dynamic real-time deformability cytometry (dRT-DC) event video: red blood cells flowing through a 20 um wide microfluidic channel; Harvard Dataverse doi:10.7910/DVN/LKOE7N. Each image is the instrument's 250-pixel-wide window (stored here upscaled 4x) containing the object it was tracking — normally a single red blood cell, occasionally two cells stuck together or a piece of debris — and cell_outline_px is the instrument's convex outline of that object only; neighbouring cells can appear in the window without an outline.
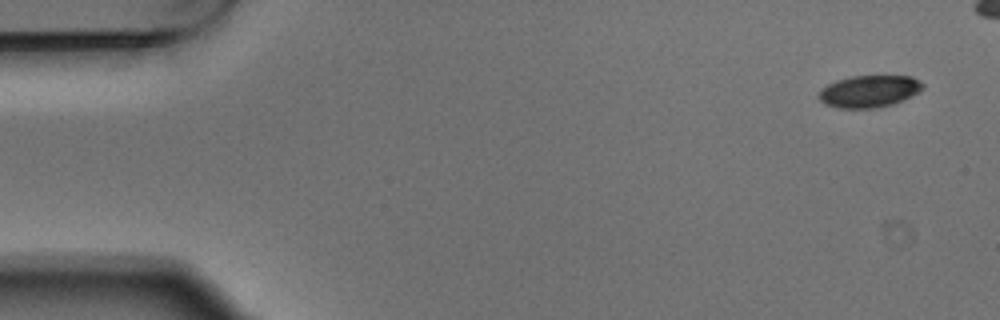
{"species": "Egyptian fruit bat (a non-hibernating species)", "species_latin": "Rousettus aegyptiacus", "temperature_condition": "warm", "stored_images_in_passage": 9, "camera_frame_rate_fps": 3000, "um_per_image_px": 0.085, "animal": {"sex": "male"}, "frame": {"image": 1, "passage_image": 1, "time_ms": 0.0, "image_size_px": [1000, 320], "cell_outline_px": [[924, 88], [892, 104], [880, 108], [836, 108], [824, 104], [820, 100], [820, 88], [836, 80], [852, 76], [912, 76], [920, 80], [924, 84]], "centroid_in_image_um": [73.85, 7.76], "position_along_channel_um": 11.1, "area_um2": 19.31}}
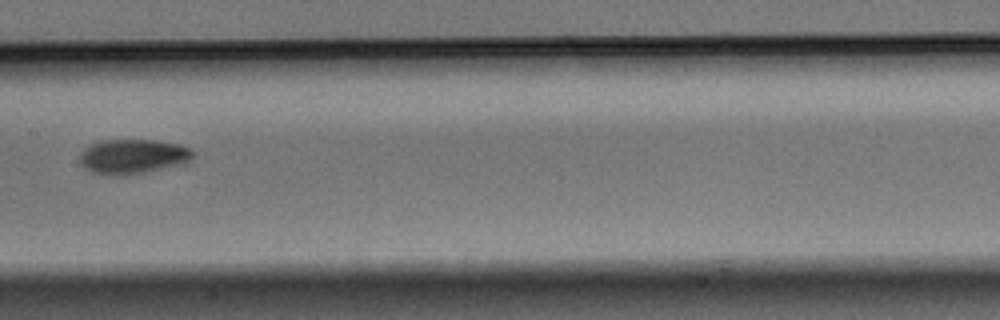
{"frame": {"image": 2, "passage_image": 7, "time_ms": 2.0, "image_size_px": [1000, 320], "cell_outline_px": [[196, 152], [188, 160], [176, 164], [144, 172], [120, 176], [108, 176], [92, 172], [84, 168], [80, 164], [80, 156], [84, 148], [88, 144], [96, 140], [156, 140], [180, 144], [192, 148]], "centroid_in_image_um": [11.22, 13.28], "position_along_channel_um": 196.2, "area_um2": 22.95}}
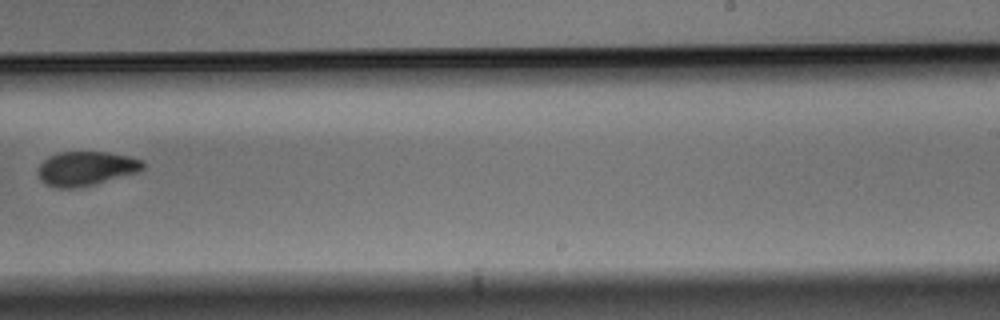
{"frame": {"image": 3, "passage_image": 9, "time_ms": 2.667, "image_size_px": [1000, 320], "cell_outline_px": [[144, 168], [140, 172], [96, 184], [76, 188], [56, 188], [40, 180], [36, 172], [40, 164], [48, 156], [60, 152], [108, 152], [128, 156], [144, 160]], "centroid_in_image_um": [7.33, 14.33], "position_along_channel_um": 281.7, "area_um2": 21.21}}